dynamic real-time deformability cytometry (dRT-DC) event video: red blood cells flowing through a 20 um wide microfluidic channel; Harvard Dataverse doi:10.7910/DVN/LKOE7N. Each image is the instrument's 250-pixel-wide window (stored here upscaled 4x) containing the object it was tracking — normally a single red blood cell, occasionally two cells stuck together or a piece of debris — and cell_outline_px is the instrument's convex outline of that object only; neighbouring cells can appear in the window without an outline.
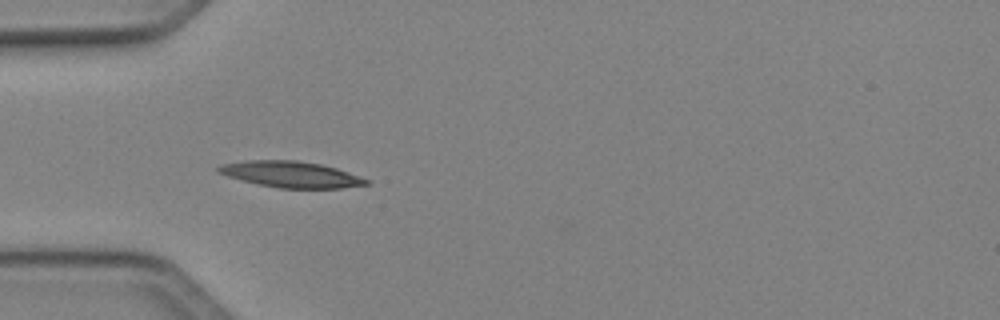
{"species": "Egyptian fruit bat (a non-hibernating species)", "species_latin": "Rousettus aegyptiacus", "temperature_condition": "cold", "stored_images_in_passage": 35, "camera_frame_rate_fps": 3000, "um_per_image_px": 0.085, "animal": {"sex": "female"}, "frame": {"image": 1, "passage_image": 1, "time_ms": 0.0, "image_size_px": [1000, 320], "cell_outline_px": [[372, 184], [340, 188], [280, 188], [260, 184], [228, 176], [216, 172], [216, 168], [220, 164], [244, 160], [296, 160], [320, 164], [336, 168], [360, 176], [368, 180]], "centroid_in_image_um": [24.73, 14.81], "position_along_channel_um": 60.3, "area_um2": 22.43}}
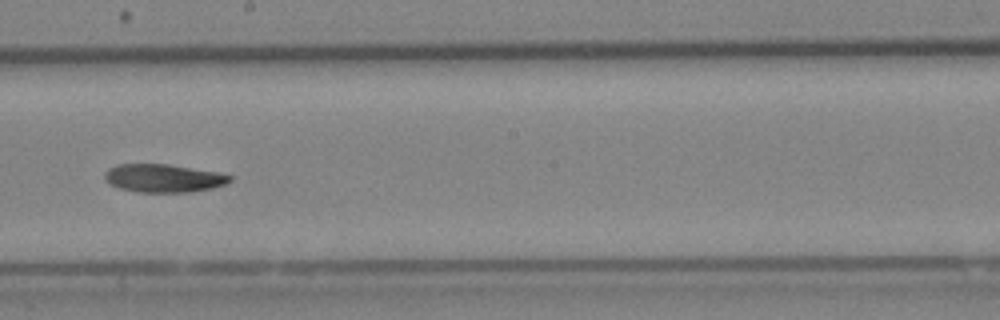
{"frame": {"image": 2, "passage_image": 14, "time_ms": 4.333, "image_size_px": [1000, 320], "cell_outline_px": [[232, 180], [224, 184], [212, 188], [188, 192], [140, 192], [120, 188], [108, 184], [104, 176], [104, 172], [108, 168], [116, 164], [168, 164], [220, 172], [232, 176]], "centroid_in_image_um": [13.88, 15.13], "position_along_channel_um": 234.3, "area_um2": 20.63}}
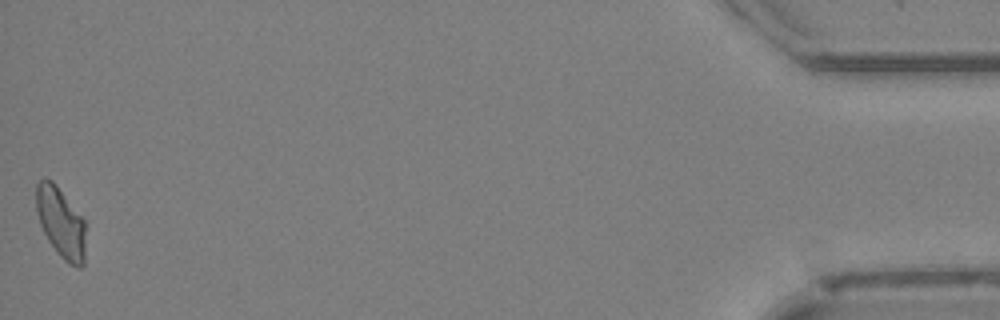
{"frame": {"image": 3, "passage_image": 35, "time_ms": 11.333, "image_size_px": [1000, 320], "cell_outline_px": [[84, 264], [80, 268], [76, 268], [68, 264], [60, 256], [48, 240], [40, 224], [36, 212], [36, 184], [44, 176], [52, 180], [56, 184], [84, 220]], "centroid_in_image_um": [5.15, 18.91], "position_along_channel_um": 430.1, "area_um2": 20.23}, "authors_computed_cell_mechanics": {"area_um2": 20.8658, "velocity_mm_per_s": 4.1191, "shape_relaxation_time_tau1_ms": 9.4361, "shape_relaxation_time_tau2_ms": null, "deformation_change_tau1": 0.1827, "deformation_change_tau2": null}}